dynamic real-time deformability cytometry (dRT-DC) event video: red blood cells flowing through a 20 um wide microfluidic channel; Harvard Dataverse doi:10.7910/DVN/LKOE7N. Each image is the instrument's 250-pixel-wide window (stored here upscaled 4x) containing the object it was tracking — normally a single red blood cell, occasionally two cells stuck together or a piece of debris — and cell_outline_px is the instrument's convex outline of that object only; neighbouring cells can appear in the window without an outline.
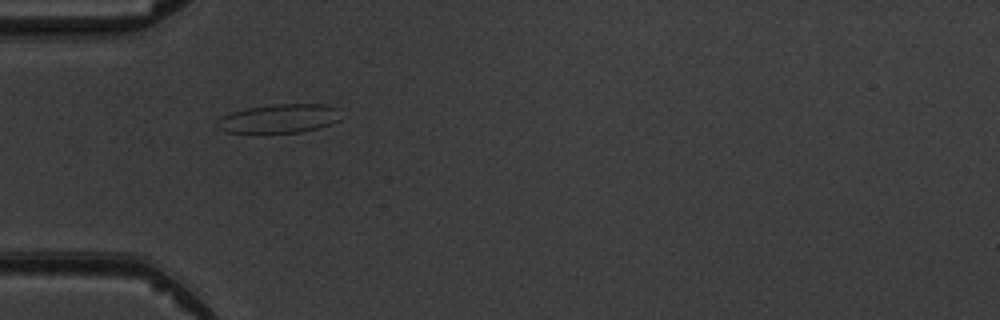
{"species": "common noctule bat (a hibernating species)", "species_latin": "Nyctalus noctula", "temperature_condition": "warm", "stored_images_in_passage": 2, "camera_frame_rate_fps": 3000, "um_per_image_px": 0.085, "animal": {"sex": "male", "body_mass_g": 19.5, "forearm_length_mm": 54.6}, "frame": {"image": 1, "passage_image": 1, "time_ms": 0.0, "image_size_px": [1000, 320], "cell_outline_px": [[340, 120], [316, 128], [300, 132], [228, 132], [216, 128], [224, 116], [232, 112], [248, 108], [272, 104], [324, 104], [336, 108]], "centroid_in_image_um": [23.75, 10.06], "position_along_channel_um": 61.3, "area_um2": 20.17}}
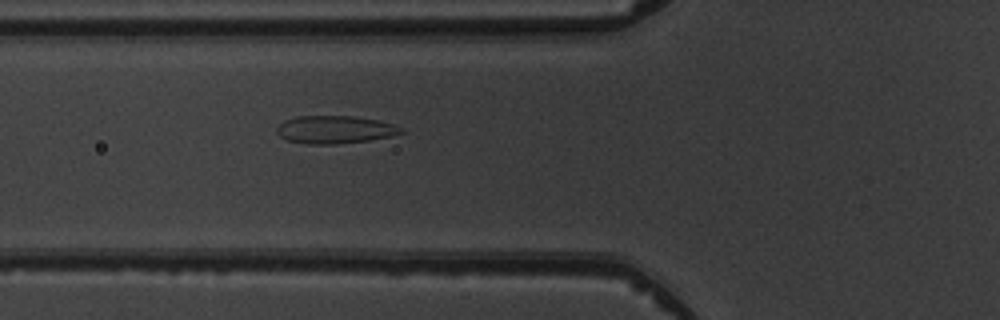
{"frame": {"image": 2, "passage_image": 2, "time_ms": 1.0, "image_size_px": [1000, 320], "cell_outline_px": [[404, 132], [392, 136], [368, 140], [336, 144], [304, 144], [288, 140], [280, 136], [276, 132], [276, 128], [284, 120], [296, 116], [352, 116], [380, 120], [404, 128]], "centroid_in_image_um": [28.46, 11.01], "position_along_channel_um": 97.3, "area_um2": 20.23}}